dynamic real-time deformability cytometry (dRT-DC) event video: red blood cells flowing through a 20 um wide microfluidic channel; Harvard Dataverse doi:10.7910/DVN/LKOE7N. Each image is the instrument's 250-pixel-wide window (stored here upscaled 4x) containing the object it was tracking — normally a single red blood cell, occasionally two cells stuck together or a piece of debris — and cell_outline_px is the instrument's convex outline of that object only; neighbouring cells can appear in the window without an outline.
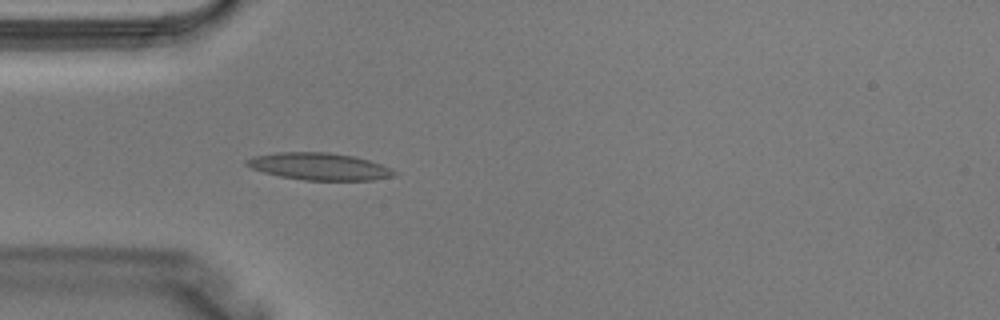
{"species": "Egyptian fruit bat (a non-hibernating species)", "species_latin": "Rousettus aegyptiacus", "temperature_condition": "warm", "stored_images_in_passage": 3, "camera_frame_rate_fps": 3000, "um_per_image_px": 0.085, "animal": {"sex": "male"}, "frame": {"image": 1, "passage_image": 3, "time_ms": 0.667, "image_size_px": [1000, 320], "cell_outline_px": [[396, 176], [372, 180], [304, 180], [280, 176], [264, 172], [252, 168], [244, 164], [244, 160], [252, 156], [276, 152], [328, 152], [356, 156], [392, 168], [396, 172]], "centroid_in_image_um": [27.13, 14.14], "position_along_channel_um": 57.9, "area_um2": 23.47}}